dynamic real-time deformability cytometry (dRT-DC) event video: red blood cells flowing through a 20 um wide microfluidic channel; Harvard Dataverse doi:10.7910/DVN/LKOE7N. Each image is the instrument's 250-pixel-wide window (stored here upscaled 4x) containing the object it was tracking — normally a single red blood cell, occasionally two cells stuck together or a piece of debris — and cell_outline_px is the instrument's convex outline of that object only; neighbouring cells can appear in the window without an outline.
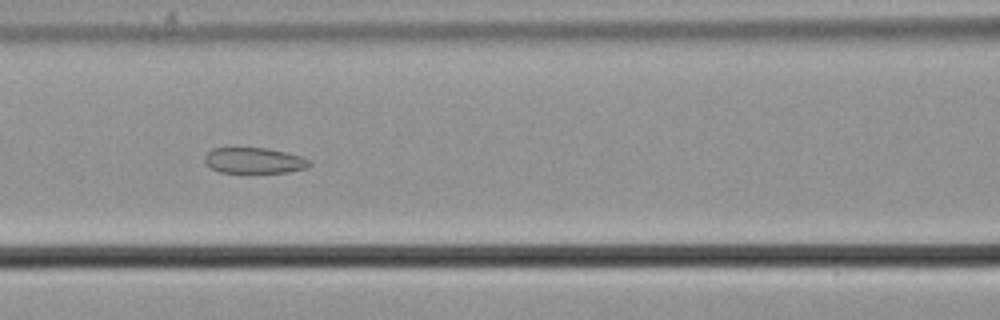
{"species": "common noctule bat (a hibernating species)", "species_latin": "Nyctalus noctula", "temperature_condition": "cold", "stored_images_in_passage": 50, "camera_frame_rate_fps": 3000, "um_per_image_px": 0.085, "animal": {"sex": "male", "body_mass_g": 21.5, "forearm_length_mm": 52.0}, "frame": {"image": 1, "passage_image": 26, "time_ms": 8.333, "image_size_px": [1000, 320], "cell_outline_px": [[312, 164], [308, 168], [288, 172], [220, 172], [212, 168], [204, 160], [204, 156], [212, 148], [268, 148], [300, 156], [312, 160]], "centroid_in_image_um": [21.65, 13.64], "position_along_channel_um": 145.0, "area_um2": 15.66}}
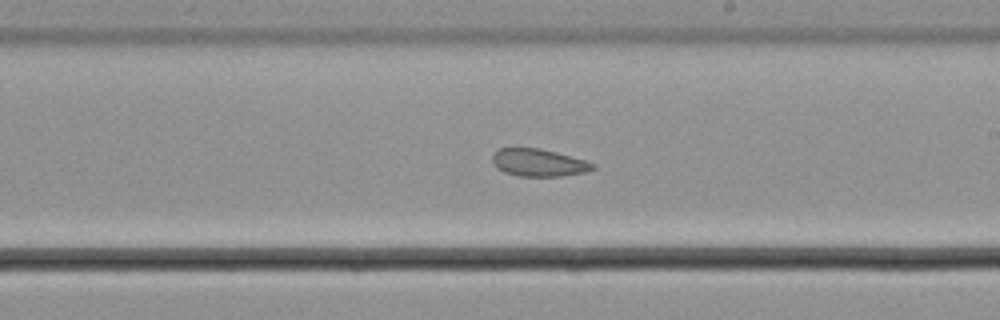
{"frame": {"image": 2, "passage_image": 34, "time_ms": 11.0, "image_size_px": [1000, 320], "cell_outline_px": [[596, 168], [584, 172], [564, 176], [520, 176], [504, 172], [496, 168], [492, 160], [492, 152], [500, 148], [540, 148], [556, 152], [584, 160], [596, 164]], "centroid_in_image_um": [45.76, 13.82], "position_along_channel_um": 243.2, "area_um2": 16.13}}
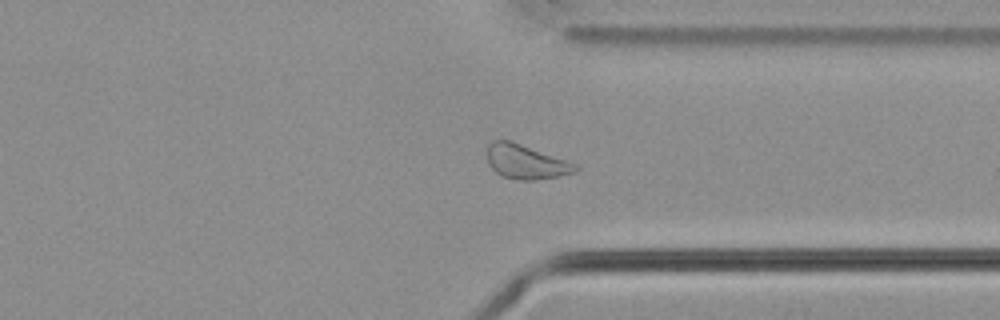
{"frame": {"image": 3, "passage_image": 44, "time_ms": 14.333, "image_size_px": [1000, 320], "cell_outline_px": [[580, 168], [576, 172], [536, 180], [520, 180], [504, 176], [496, 172], [488, 164], [488, 144], [492, 140], [508, 140], [520, 144], [576, 164]], "centroid_in_image_um": [44.68, 13.76], "position_along_channel_um": 366.7, "area_um2": 17.22}}